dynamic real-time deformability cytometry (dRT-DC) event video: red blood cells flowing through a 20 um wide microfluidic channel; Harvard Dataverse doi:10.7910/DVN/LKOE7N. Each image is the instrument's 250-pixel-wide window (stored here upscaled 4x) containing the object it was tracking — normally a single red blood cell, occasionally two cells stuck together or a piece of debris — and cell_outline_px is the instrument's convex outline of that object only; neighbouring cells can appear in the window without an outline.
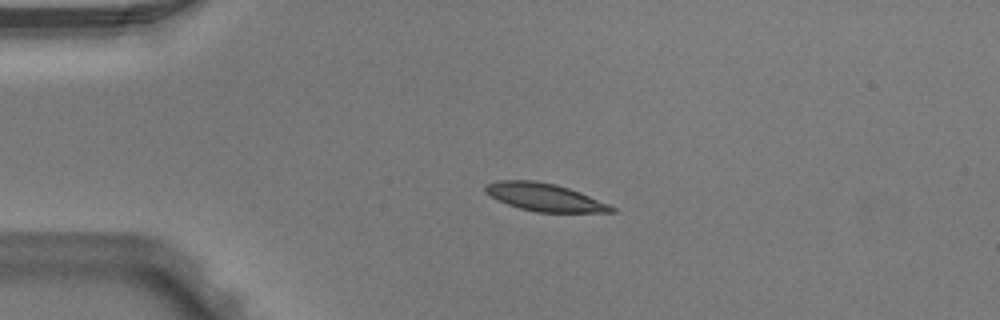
{"species": "Egyptian fruit bat (a non-hibernating species)", "species_latin": "Rousettus aegyptiacus", "temperature_condition": "warm", "stored_images_in_passage": 4, "camera_frame_rate_fps": 3000, "um_per_image_px": 0.085, "animal": {"sex": "male"}, "frame": {"image": 1, "passage_image": 3, "time_ms": 0.667, "image_size_px": [1000, 320], "cell_outline_px": [[616, 212], [536, 212], [520, 208], [508, 204], [484, 192], [484, 184], [500, 180], [532, 180], [556, 184], [580, 192], [608, 204], [616, 208]], "centroid_in_image_um": [46.28, 16.75], "position_along_channel_um": 38.7, "area_um2": 20.23}}